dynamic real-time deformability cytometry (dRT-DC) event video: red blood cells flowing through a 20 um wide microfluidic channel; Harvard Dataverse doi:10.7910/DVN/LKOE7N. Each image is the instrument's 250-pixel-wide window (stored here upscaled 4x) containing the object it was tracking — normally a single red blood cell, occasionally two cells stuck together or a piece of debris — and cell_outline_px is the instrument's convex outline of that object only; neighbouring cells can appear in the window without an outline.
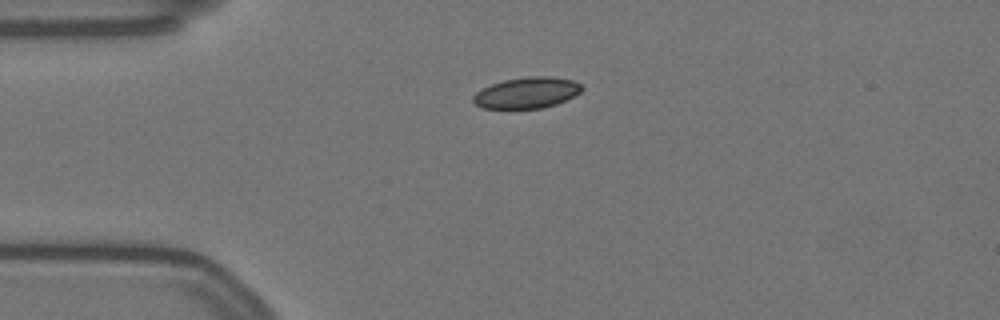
{"species": "Egyptian fruit bat (a non-hibernating species)", "species_latin": "Rousettus aegyptiacus", "temperature_condition": "warm", "stored_images_in_passage": 35, "camera_frame_rate_fps": 3000, "um_per_image_px": 0.085, "animal": {"sex": "female"}, "frame": {"image": 1, "passage_image": 1, "time_ms": 0.0, "image_size_px": [1000, 320], "cell_outline_px": [[584, 88], [580, 92], [556, 104], [540, 108], [484, 108], [476, 104], [472, 100], [472, 96], [476, 92], [492, 84], [504, 80], [528, 76], [548, 76], [572, 80], [580, 84]], "centroid_in_image_um": [44.77, 7.88], "position_along_channel_um": 40.2, "area_um2": 19.36}}
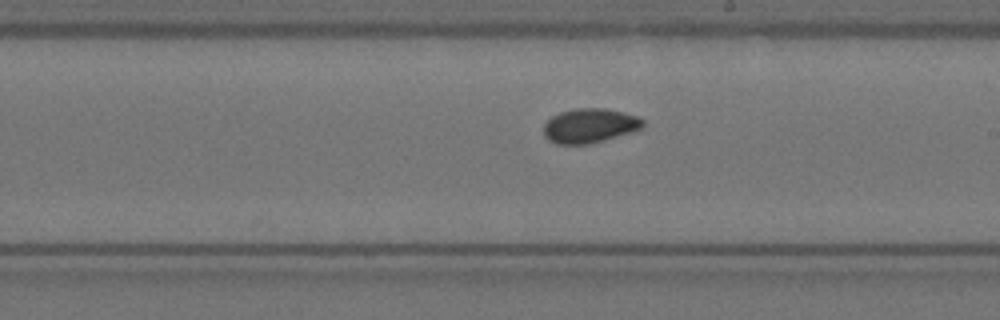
{"frame": {"image": 2, "passage_image": 20, "time_ms": 6.333, "image_size_px": [1000, 320], "cell_outline_px": [[644, 124], [640, 128], [632, 132], [604, 140], [588, 144], [556, 144], [548, 140], [544, 136], [544, 124], [552, 116], [560, 112], [576, 108], [604, 108], [624, 112], [636, 116], [644, 120]], "centroid_in_image_um": [50.11, 10.68], "position_along_channel_um": 238.9, "area_um2": 19.88}}
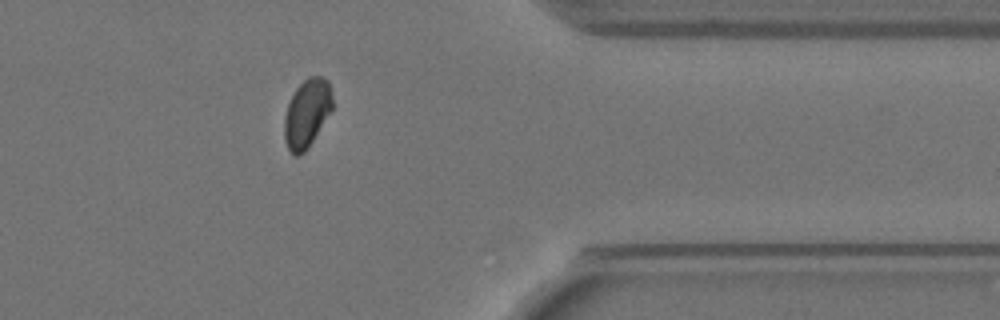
{"frame": {"image": 3, "passage_image": 34, "time_ms": 11.0, "image_size_px": [1000, 320], "cell_outline_px": [[332, 108], [312, 140], [304, 152], [296, 156], [292, 156], [284, 140], [284, 116], [288, 104], [296, 88], [308, 76], [320, 76], [328, 80], [332, 96]], "centroid_in_image_um": [26.06, 9.62], "position_along_channel_um": 385.3, "area_um2": 18.84}, "authors_computed_cell_mechanics": {"area_um2": 19.8832, "velocity_mm_per_s": 3.5032, "shape_relaxation_time_tau1_ms": 4.5513, "shape_relaxation_time_tau2_ms": 1.8342, "deformation_change_tau1": 0.0987, "deformation_change_tau2": 0.0437}}